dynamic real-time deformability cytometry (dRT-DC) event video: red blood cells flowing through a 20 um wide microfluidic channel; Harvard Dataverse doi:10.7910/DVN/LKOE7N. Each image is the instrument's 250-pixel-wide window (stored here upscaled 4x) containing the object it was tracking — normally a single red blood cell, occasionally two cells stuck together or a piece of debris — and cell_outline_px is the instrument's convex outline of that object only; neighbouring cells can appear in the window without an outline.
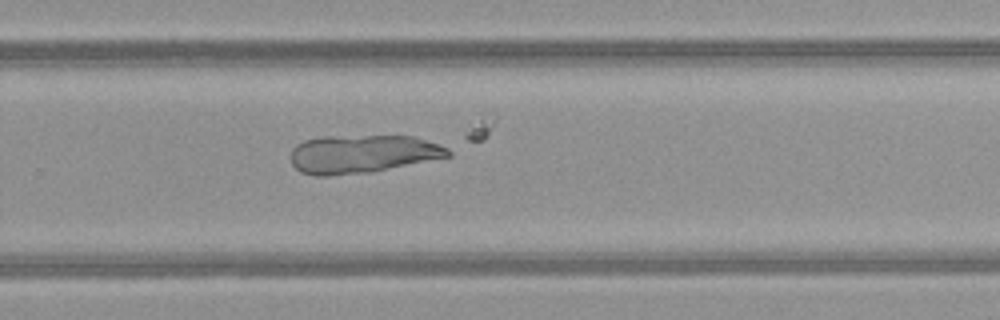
{"species": "common noctule bat (a hibernating species)", "species_latin": "Nyctalus noctula", "temperature_condition": "warm", "stored_images_in_passage": 40, "segment_of_instrument_passage": [1, 2], "camera_frame_rate_fps": 3000, "um_per_image_px": 0.085, "animal": {"sex": "female", "body_mass_g": 21.9}, "frame": {"image": 1, "passage_image": 22, "time_ms": 7.0, "image_size_px": [1000, 320], "cell_outline_px": [[452, 156], [372, 172], [328, 176], [312, 176], [300, 172], [292, 164], [292, 148], [296, 144], [304, 140], [320, 136], [412, 136], [448, 148], [452, 152]], "centroid_in_image_um": [30.77, 13.09], "position_along_channel_um": 299.0, "area_um2": 35.2}}
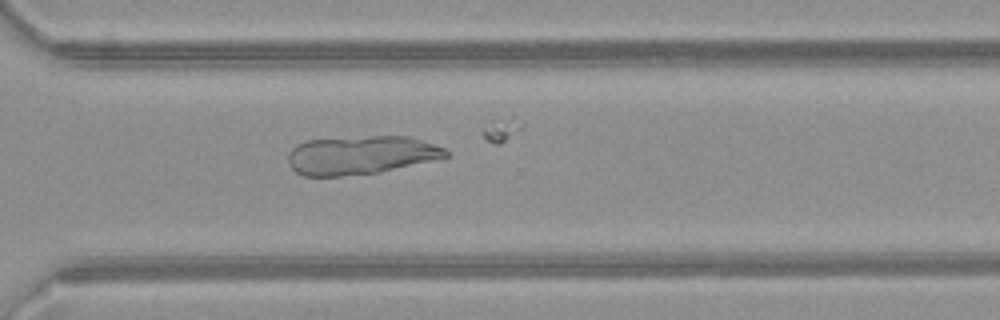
{"frame": {"image": 2, "passage_image": 25, "time_ms": 8.0, "image_size_px": [1000, 320], "cell_outline_px": [[448, 156], [380, 172], [340, 176], [304, 176], [296, 172], [288, 164], [288, 156], [292, 148], [296, 144], [304, 140], [372, 136], [408, 136], [444, 148], [448, 152]], "centroid_in_image_um": [30.6, 13.18], "position_along_channel_um": 340.0, "area_um2": 35.14}}